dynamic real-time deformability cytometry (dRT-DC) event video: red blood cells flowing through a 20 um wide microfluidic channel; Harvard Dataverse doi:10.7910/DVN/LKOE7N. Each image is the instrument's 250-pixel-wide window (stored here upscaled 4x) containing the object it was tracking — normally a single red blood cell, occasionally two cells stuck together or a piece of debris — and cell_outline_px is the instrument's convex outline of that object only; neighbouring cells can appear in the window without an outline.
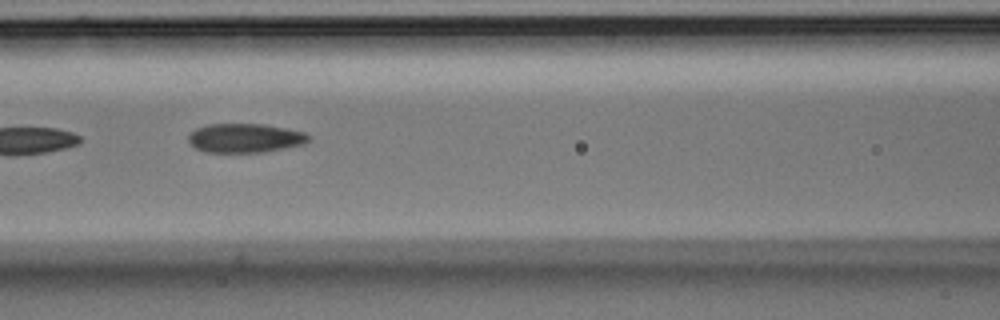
{"species": "Egyptian fruit bat (a non-hibernating species)", "species_latin": "Rousettus aegyptiacus", "temperature_condition": "room temperature", "stored_images_in_passage": 10, "camera_frame_rate_fps": 3000, "um_per_image_px": 0.085, "animal": {"sex": "male"}, "frame": {"image": 1, "passage_image": 6, "time_ms": 1.667, "image_size_px": [1000, 320], "cell_outline_px": [[308, 140], [304, 144], [264, 152], [204, 152], [196, 148], [188, 140], [188, 136], [196, 128], [208, 124], [264, 124], [304, 132], [308, 136]], "centroid_in_image_um": [20.8, 11.73], "position_along_channel_um": 145.8, "area_um2": 20.17}}
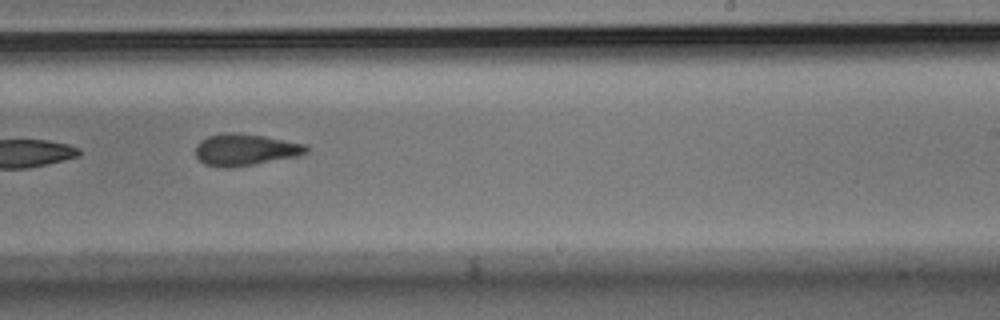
{"frame": {"image": 2, "passage_image": 9, "time_ms": 2.667, "image_size_px": [1000, 320], "cell_outline_px": [[308, 152], [300, 156], [228, 168], [224, 168], [204, 164], [196, 156], [196, 144], [200, 140], [208, 136], [224, 132], [232, 132], [264, 136], [308, 144]], "centroid_in_image_um": [20.86, 12.71], "position_along_channel_um": 268.1, "area_um2": 20.58}}